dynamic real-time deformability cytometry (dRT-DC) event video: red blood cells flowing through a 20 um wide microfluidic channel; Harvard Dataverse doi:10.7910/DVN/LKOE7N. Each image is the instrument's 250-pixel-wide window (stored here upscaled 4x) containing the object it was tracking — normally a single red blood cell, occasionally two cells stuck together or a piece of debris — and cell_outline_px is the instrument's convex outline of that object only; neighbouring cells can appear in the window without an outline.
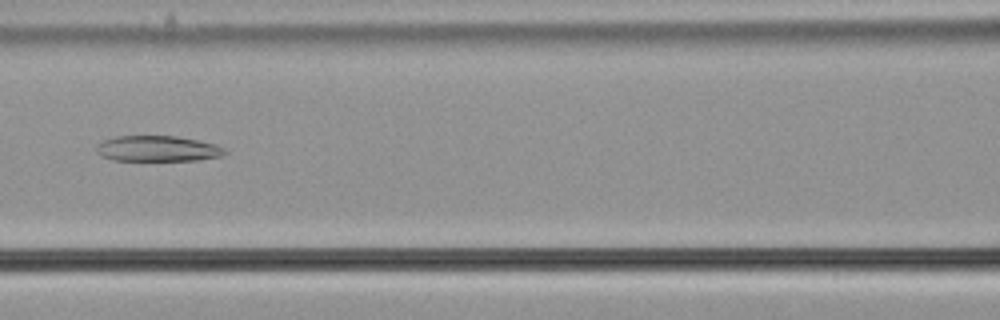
{"species": "common noctule bat (a hibernating species)", "species_latin": "Nyctalus noctula", "temperature_condition": "cold", "stored_images_in_passage": 50, "camera_frame_rate_fps": 3000, "um_per_image_px": 0.085, "animal": {"sex": "male", "body_mass_g": 21.5, "forearm_length_mm": 52.0}, "frame": {"image": 1, "passage_image": 19, "time_ms": 6.0, "image_size_px": [1000, 320], "cell_outline_px": [[228, 152], [220, 156], [200, 160], [112, 160], [100, 156], [96, 152], [96, 148], [104, 140], [116, 136], [176, 136], [216, 144], [224, 148]], "centroid_in_image_um": [13.4, 12.64], "position_along_channel_um": 153.2, "area_um2": 19.13}}
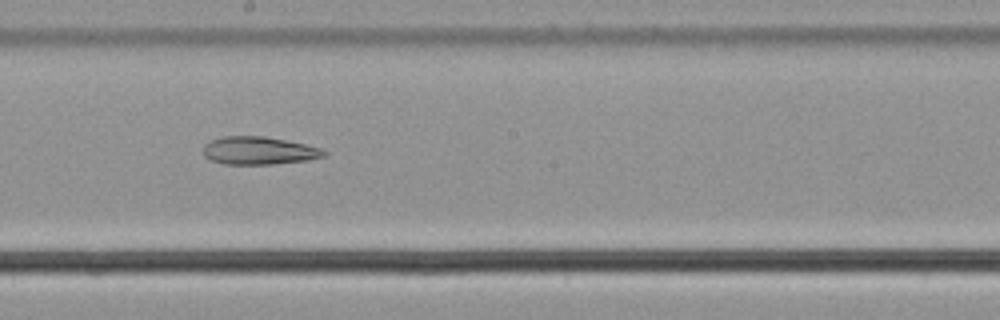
{"frame": {"image": 2, "passage_image": 25, "time_ms": 8.0, "image_size_px": [1000, 320], "cell_outline_px": [[328, 152], [324, 156], [308, 160], [272, 164], [224, 164], [212, 160], [204, 156], [204, 144], [212, 140], [224, 136], [264, 136], [304, 144], [320, 148]], "centroid_in_image_um": [22.0, 12.8], "position_along_channel_um": 226.2, "area_um2": 19.42}}
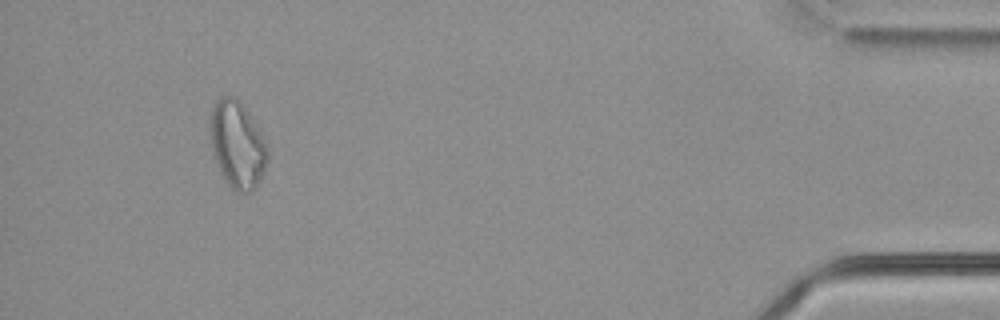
{"frame": {"image": 3, "passage_image": 46, "time_ms": 15.0, "image_size_px": [1000, 320], "cell_outline_px": [[268, 160], [264, 172], [252, 192], [236, 192], [224, 180], [220, 172], [212, 152], [208, 120], [212, 104], [220, 96], [236, 96], [260, 128], [268, 148]], "centroid_in_image_um": [20.15, 12.26], "position_along_channel_um": 415.0, "area_um2": 29.77}}